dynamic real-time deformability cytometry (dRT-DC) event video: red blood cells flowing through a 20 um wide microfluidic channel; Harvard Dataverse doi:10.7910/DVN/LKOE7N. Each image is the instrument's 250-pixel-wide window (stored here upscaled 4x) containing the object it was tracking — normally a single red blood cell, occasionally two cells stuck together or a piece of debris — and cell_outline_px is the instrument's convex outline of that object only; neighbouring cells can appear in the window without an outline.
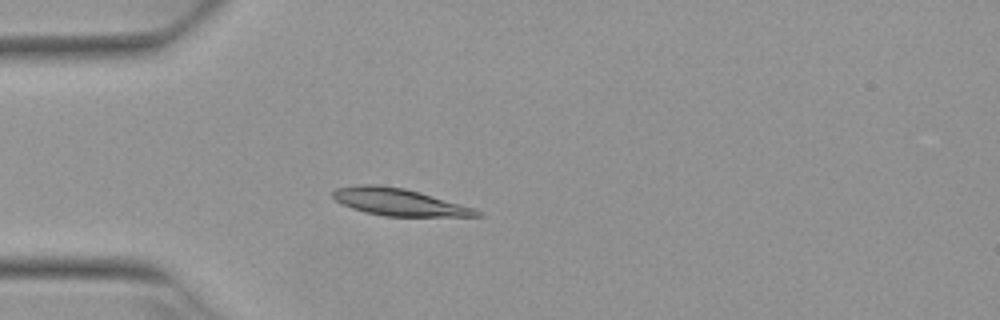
{"species": "Egyptian fruit bat (a non-hibernating species)", "species_latin": "Rousettus aegyptiacus", "temperature_condition": "warm", "stored_images_in_passage": 4, "camera_frame_rate_fps": 3000, "um_per_image_px": 0.085, "animal": {"sex": "female"}, "frame": {"image": 1, "passage_image": 3, "time_ms": 0.667, "image_size_px": [1000, 320], "cell_outline_px": [[484, 216], [384, 216], [364, 212], [352, 208], [336, 200], [332, 196], [332, 192], [336, 188], [360, 184], [376, 184], [404, 188], [420, 192], [460, 204], [484, 212]], "centroid_in_image_um": [33.9, 17.17], "position_along_channel_um": 51.1, "area_um2": 22.6}}